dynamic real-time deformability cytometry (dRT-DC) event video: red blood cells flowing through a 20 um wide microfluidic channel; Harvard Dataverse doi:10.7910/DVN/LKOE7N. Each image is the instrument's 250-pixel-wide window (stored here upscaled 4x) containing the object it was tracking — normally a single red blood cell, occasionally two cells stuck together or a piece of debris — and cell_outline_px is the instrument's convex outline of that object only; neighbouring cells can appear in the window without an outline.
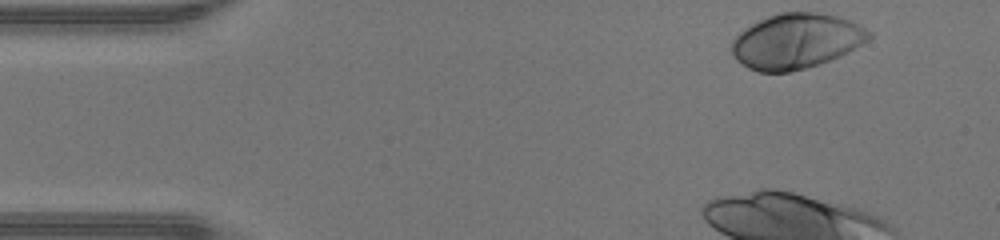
{"species": "human", "species_latin": "Homo sapiens", "temperature_condition": "warm", "stored_images_in_passage": 16, "camera_frame_rate_fps": 3000, "um_per_image_px": 0.085, "donor": {"sex": "male"}, "frame": {"image": 1, "passage_image": 1, "time_ms": 0.0, "image_size_px": [1000, 240], "cell_outline_px": [[872, 36], [848, 52], [840, 56], [820, 64], [788, 72], [760, 72], [748, 68], [736, 60], [732, 52], [732, 40], [744, 28], [768, 16], [780, 12], [820, 12], [836, 16], [848, 20], [872, 32]], "centroid_in_image_um": [67.65, 3.5], "position_along_channel_um": 17.3, "area_um2": 43.81}}